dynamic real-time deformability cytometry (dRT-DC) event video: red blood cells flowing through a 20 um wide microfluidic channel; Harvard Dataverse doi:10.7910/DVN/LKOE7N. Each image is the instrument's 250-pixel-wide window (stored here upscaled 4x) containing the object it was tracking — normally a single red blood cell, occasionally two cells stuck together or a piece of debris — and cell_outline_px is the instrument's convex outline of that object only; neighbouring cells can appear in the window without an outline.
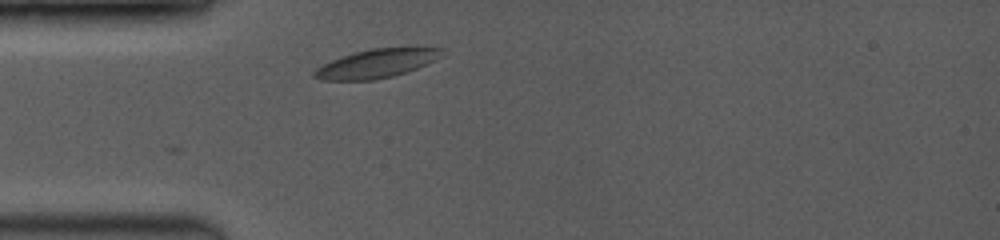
{"species": "common noctule bat (a hibernating species)", "species_latin": "Nyctalus noctula", "temperature_condition": "room temperature", "stored_images_in_passage": 1, "camera_frame_rate_fps": 3500, "um_per_image_px": 0.085, "animal": {"sex": "female", "body_mass_g": 19.0, "forearm_length_mm": 53.3}, "frame": {"image": 1, "passage_image": 1, "time_ms": 0.0, "image_size_px": [1000, 240], "cell_outline_px": [[444, 48], [432, 60], [416, 68], [392, 76], [372, 80], [324, 80], [312, 76], [312, 72], [316, 68], [332, 60], [356, 52], [372, 48], [412, 44]], "centroid_in_image_um": [32.03, 5.34], "position_along_channel_um": 53.0, "area_um2": 21.5}}